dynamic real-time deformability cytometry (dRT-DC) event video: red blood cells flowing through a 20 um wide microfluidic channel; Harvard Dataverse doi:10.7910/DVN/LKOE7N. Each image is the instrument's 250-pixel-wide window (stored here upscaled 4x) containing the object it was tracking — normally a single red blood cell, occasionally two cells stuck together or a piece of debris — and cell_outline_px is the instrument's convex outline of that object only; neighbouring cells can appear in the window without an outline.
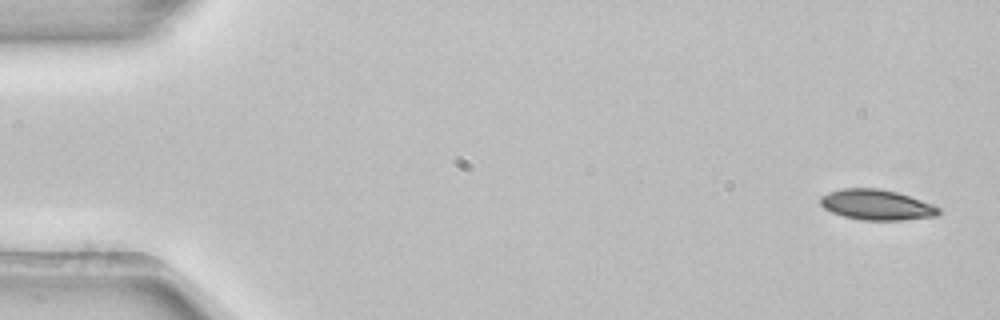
{"species": "common noctule bat (a hibernating species)", "species_latin": "Nyctalus noctula", "temperature_condition": "room temperature", "stored_images_in_passage": 3, "camera_frame_rate_fps": 3000, "um_per_image_px": 0.085, "animal": {"sex": "female", "body_mass_g": 22.7, "forearm_length_mm": 54.2}, "frame": {"image": 1, "passage_image": 1, "time_ms": 0.0, "image_size_px": [1000, 320], "cell_outline_px": [[940, 212], [936, 216], [900, 220], [864, 220], [844, 216], [832, 212], [824, 208], [820, 204], [820, 196], [828, 192], [840, 188], [880, 188], [896, 192], [932, 204], [940, 208]], "centroid_in_image_um": [74.48, 17.4], "position_along_channel_um": 10.5, "area_um2": 20.87}}
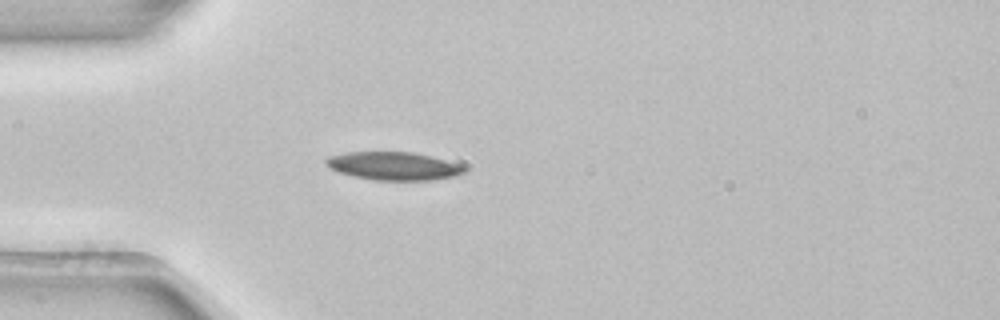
{"frame": {"image": 2, "passage_image": 3, "time_ms": 0.667, "image_size_px": [1000, 320], "cell_outline_px": [[464, 172], [460, 176], [432, 180], [376, 180], [356, 176], [340, 172], [324, 164], [324, 160], [328, 156], [348, 152], [412, 152], [432, 156], [456, 164], [464, 168]], "centroid_in_image_um": [33.45, 14.11], "position_along_channel_um": 51.6, "area_um2": 22.43}}